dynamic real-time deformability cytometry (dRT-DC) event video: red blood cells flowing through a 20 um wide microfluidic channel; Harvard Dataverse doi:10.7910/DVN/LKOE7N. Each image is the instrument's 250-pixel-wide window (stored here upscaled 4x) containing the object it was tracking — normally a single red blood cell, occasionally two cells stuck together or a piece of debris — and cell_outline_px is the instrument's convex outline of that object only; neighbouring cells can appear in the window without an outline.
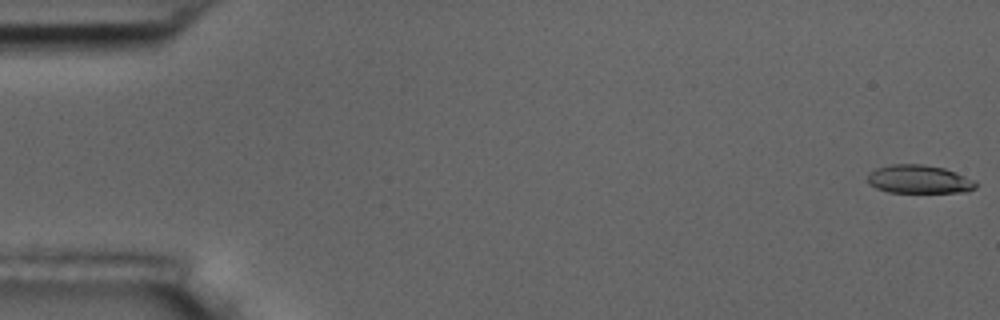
{"species": "common noctule bat (a hibernating species)", "species_latin": "Nyctalus noctula", "temperature_condition": "room temperature", "stored_images_in_passage": 7, "camera_frame_rate_fps": 3000, "um_per_image_px": 0.085, "animal": {"sex": "male", "body_mass_g": 17.5, "forearm_length_mm": 52.3}, "frame": {"image": 1, "passage_image": 1, "time_ms": 0.0, "image_size_px": [1000, 320], "cell_outline_px": [[980, 184], [976, 188], [968, 192], [888, 192], [876, 188], [868, 184], [868, 172], [876, 168], [892, 164], [924, 164], [944, 168], [976, 180]], "centroid_in_image_um": [78.15, 15.24], "position_along_channel_um": 6.9, "area_um2": 18.15}}
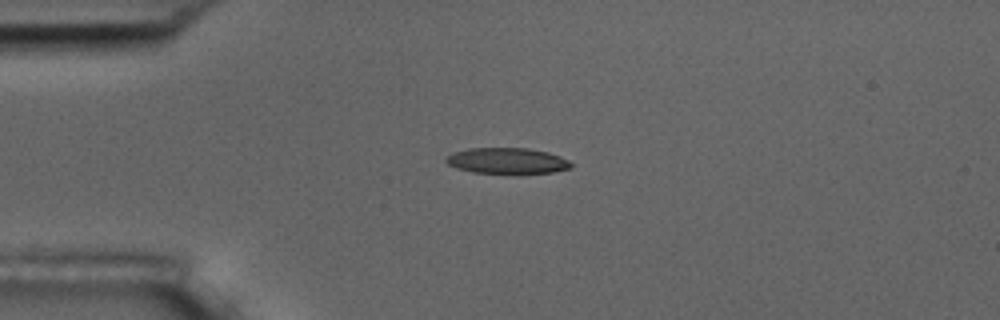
{"frame": {"image": 2, "passage_image": 4, "time_ms": 4.333, "image_size_px": [1000, 320], "cell_outline_px": [[572, 168], [552, 172], [520, 176], [472, 172], [456, 168], [448, 164], [444, 160], [444, 156], [452, 152], [468, 148], [528, 148], [548, 152], [560, 156], [568, 160], [572, 164]], "centroid_in_image_um": [43.1, 13.7], "position_along_channel_um": 41.9, "area_um2": 19.83}}